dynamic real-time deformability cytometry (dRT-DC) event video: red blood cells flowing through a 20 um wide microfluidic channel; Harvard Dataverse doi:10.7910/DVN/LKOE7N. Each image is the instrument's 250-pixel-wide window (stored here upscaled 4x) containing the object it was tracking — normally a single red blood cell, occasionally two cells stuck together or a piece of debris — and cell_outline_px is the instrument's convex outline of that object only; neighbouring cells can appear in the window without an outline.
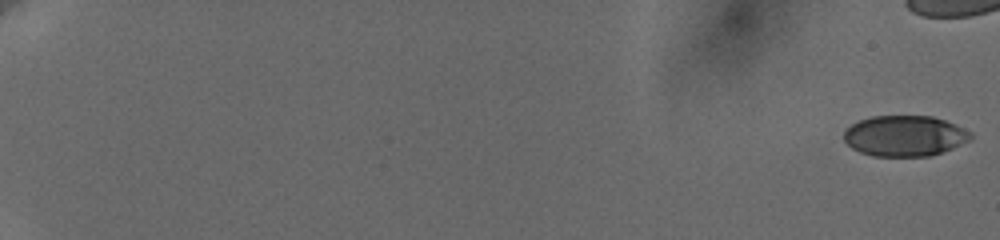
{"species": "human", "species_latin": "Homo sapiens", "temperature_condition": "cold", "stored_images_in_passage": 52, "camera_frame_rate_fps": 3000, "um_per_image_px": 0.085, "donor": {"sex": "female"}, "frame": {"image": 1, "passage_image": 1, "time_ms": 0.0, "image_size_px": [1000, 240], "cell_outline_px": [[972, 136], [968, 140], [952, 148], [932, 156], [872, 156], [860, 152], [852, 148], [844, 140], [844, 132], [852, 124], [860, 120], [872, 116], [932, 116], [944, 120], [972, 132]], "centroid_in_image_um": [76.88, 11.55], "position_along_channel_um": 8.1, "area_um2": 29.88}}
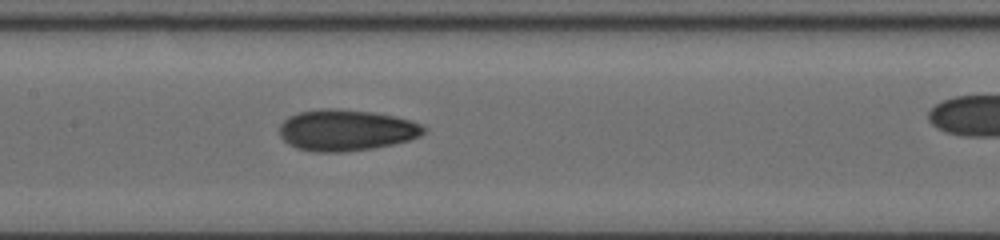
{"frame": {"image": 2, "passage_image": 34, "time_ms": 11.0, "image_size_px": [1000, 240], "cell_outline_px": [[428, 128], [420, 136], [408, 140], [392, 144], [372, 148], [344, 152], [316, 152], [296, 148], [288, 144], [280, 136], [280, 124], [288, 116], [300, 112], [320, 108], [328, 108], [372, 112], [396, 116], [412, 120]], "centroid_in_image_um": [29.42, 11.06], "position_along_channel_um": 178.0, "area_um2": 34.74}}
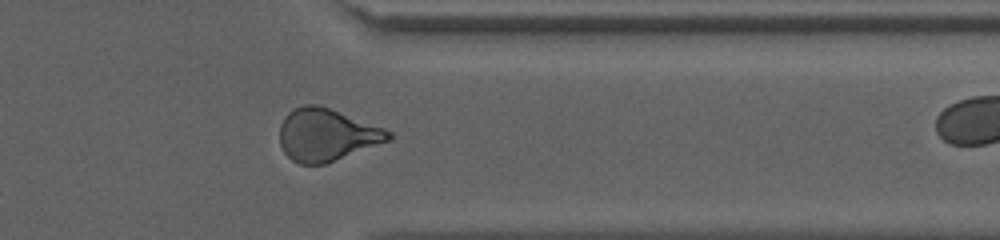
{"frame": {"image": 3, "passage_image": 51, "time_ms": 16.667, "image_size_px": [1000, 240], "cell_outline_px": [[392, 140], [324, 164], [300, 164], [292, 160], [284, 152], [280, 144], [280, 124], [284, 116], [292, 108], [304, 104], [316, 104], [328, 108], [384, 128], [392, 132]], "centroid_in_image_um": [27.75, 11.46], "position_along_channel_um": 383.7, "area_um2": 33.18}}